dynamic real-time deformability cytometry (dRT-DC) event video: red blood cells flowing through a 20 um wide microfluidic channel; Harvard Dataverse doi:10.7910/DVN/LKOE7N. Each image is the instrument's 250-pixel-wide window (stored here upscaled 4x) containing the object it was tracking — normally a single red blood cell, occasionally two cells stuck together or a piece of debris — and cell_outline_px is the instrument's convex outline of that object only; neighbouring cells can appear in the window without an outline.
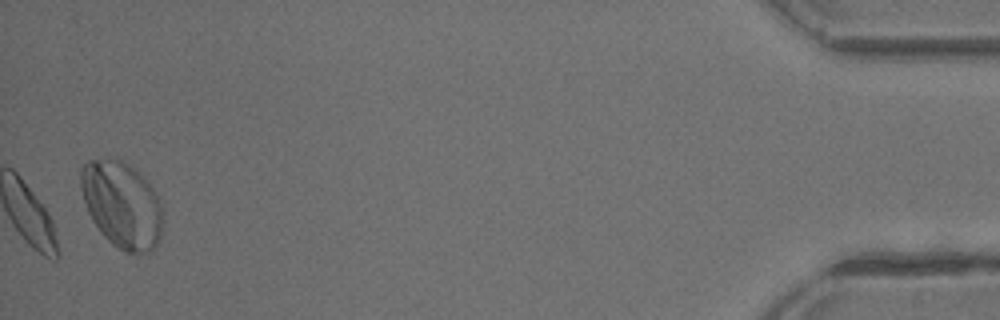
{"species": "common noctule bat (a hibernating species)", "species_latin": "Nyctalus noctula", "temperature_condition": "warm", "stored_images_in_passage": 33, "camera_frame_rate_fps": 3000, "um_per_image_px": 0.085, "animal": {"sex": "male", "body_mass_g": 13.3}, "frame": {"image": 1, "passage_image": 33, "time_ms": 10.667, "image_size_px": [1000, 320], "cell_outline_px": [[164, 220], [160, 240], [156, 248], [140, 256], [124, 252], [112, 244], [100, 232], [92, 220], [88, 212], [80, 188], [80, 168], [88, 160], [124, 160], [136, 168], [152, 188], [160, 200]], "centroid_in_image_um": [10.39, 17.44], "position_along_channel_um": 424.8, "area_um2": 42.02}}